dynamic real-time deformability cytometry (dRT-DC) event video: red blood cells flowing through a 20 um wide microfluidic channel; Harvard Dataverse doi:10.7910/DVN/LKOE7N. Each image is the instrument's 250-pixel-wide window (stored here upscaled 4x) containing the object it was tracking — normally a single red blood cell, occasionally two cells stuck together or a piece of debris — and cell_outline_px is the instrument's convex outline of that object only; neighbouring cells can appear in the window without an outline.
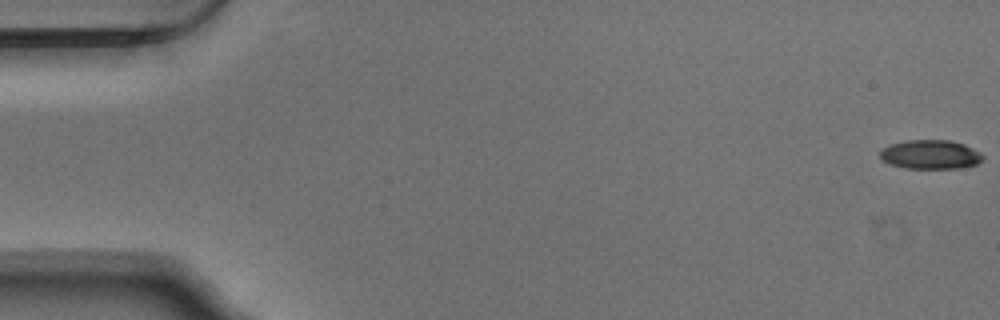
{"species": "Egyptian fruit bat (a non-hibernating species)", "species_latin": "Rousettus aegyptiacus", "temperature_condition": "warm", "stored_images_in_passage": 55, "camera_frame_rate_fps": 3000, "um_per_image_px": 0.085, "animal": {"sex": "male"}, "frame": {"image": 1, "passage_image": 1, "time_ms": 0.0, "image_size_px": [1000, 320], "cell_outline_px": [[984, 156], [976, 164], [960, 168], [904, 168], [888, 164], [880, 156], [880, 152], [884, 148], [892, 144], [904, 140], [948, 140], [964, 144], [980, 152]], "centroid_in_image_um": [79.08, 13.13], "position_along_channel_um": 5.9, "area_um2": 17.28}}
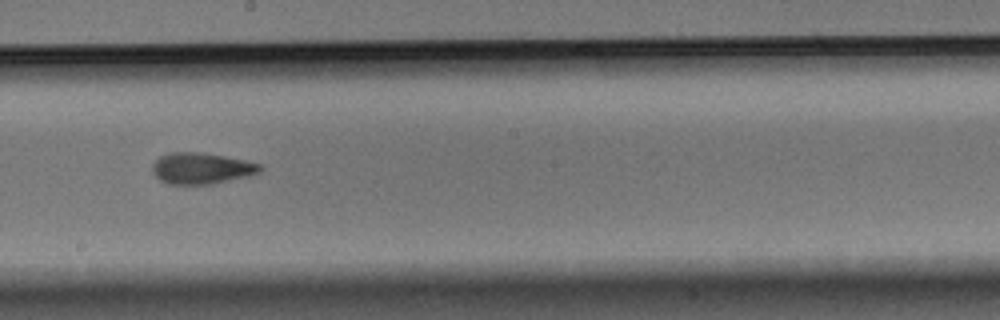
{"frame": {"image": 2, "passage_image": 31, "time_ms": 10.0, "image_size_px": [1000, 320], "cell_outline_px": [[264, 168], [260, 172], [248, 176], [212, 184], [168, 184], [160, 180], [152, 172], [152, 164], [160, 156], [168, 152], [204, 152], [264, 164]], "centroid_in_image_um": [17.14, 14.3], "position_along_channel_um": 231.1, "area_um2": 19.83}}
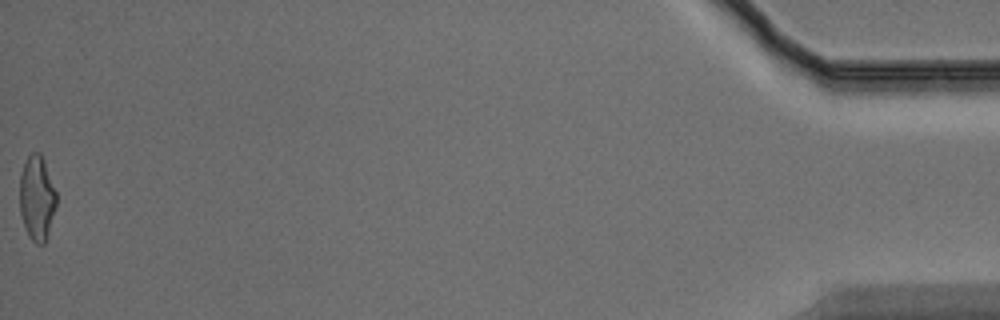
{"frame": {"image": 3, "passage_image": 55, "time_ms": 18.0, "image_size_px": [1000, 320], "cell_outline_px": [[56, 204], [48, 232], [44, 244], [36, 244], [28, 236], [20, 212], [20, 172], [28, 156], [32, 152], [40, 152], [44, 160], [56, 192]], "centroid_in_image_um": [3.12, 16.81], "position_along_channel_um": 432.1, "area_um2": 17.92}, "authors_computed_cell_mechanics": {"area_um2": 18.9584, "velocity_mm_per_s": 3.751, "shape_relaxation_time_tau1_ms": 5.1117, "shape_relaxation_time_tau2_ms": 2.2082, "deformation_change_tau1": 0.1766, "deformation_change_tau2": 0.0992}}